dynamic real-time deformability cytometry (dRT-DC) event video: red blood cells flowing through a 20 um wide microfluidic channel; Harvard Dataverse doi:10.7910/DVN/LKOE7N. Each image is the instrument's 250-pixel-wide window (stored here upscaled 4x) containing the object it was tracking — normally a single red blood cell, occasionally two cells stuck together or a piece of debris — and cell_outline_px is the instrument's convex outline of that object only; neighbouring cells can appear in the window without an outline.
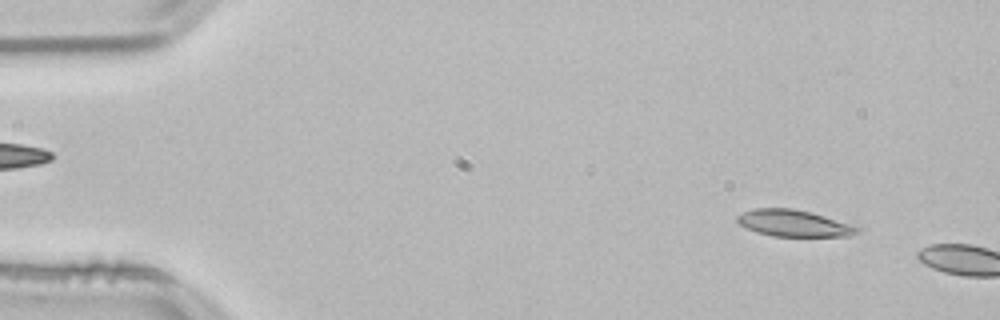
{"species": "common noctule bat (a hibernating species)", "species_latin": "Nyctalus noctula", "temperature_condition": "room temperature", "stored_images_in_passage": 7, "camera_frame_rate_fps": 3000, "um_per_image_px": 0.085, "animal": {"sex": "male", "body_mass_g": 21.5, "forearm_length_mm": 52.0}, "frame": {"image": 1, "passage_image": 4, "time_ms": 1.0, "image_size_px": [1000, 320], "cell_outline_px": [[860, 232], [848, 236], [772, 236], [756, 232], [740, 224], [736, 220], [736, 216], [744, 212], [756, 208], [792, 208], [812, 212], [860, 228]], "centroid_in_image_um": [67.44, 18.97], "position_along_channel_um": 17.6, "area_um2": 18.38}}